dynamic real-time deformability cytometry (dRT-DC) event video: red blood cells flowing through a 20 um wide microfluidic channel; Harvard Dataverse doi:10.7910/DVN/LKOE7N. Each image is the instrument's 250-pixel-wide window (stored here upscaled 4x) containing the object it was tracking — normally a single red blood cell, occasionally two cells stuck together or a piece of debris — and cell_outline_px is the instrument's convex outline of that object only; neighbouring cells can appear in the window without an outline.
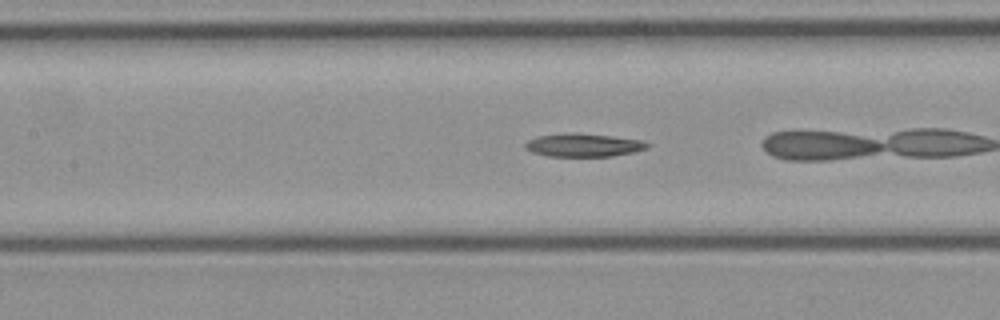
{"species": "common noctule bat (a hibernating species)", "species_latin": "Nyctalus noctula", "temperature_condition": "cold", "stored_images_in_passage": 38, "camera_frame_rate_fps": 3000, "um_per_image_px": 0.085, "animal": {"sex": "female", "body_mass_g": 21.9}, "frame": {"image": 1, "passage_image": 13, "time_ms": 4.0, "image_size_px": [1000, 320], "cell_outline_px": [[652, 144], [648, 148], [632, 152], [612, 156], [548, 156], [532, 152], [524, 148], [524, 144], [528, 140], [536, 136], [564, 132], [576, 132], [612, 136], [640, 140]], "centroid_in_image_um": [49.56, 12.32], "position_along_channel_um": 157.8, "area_um2": 16.7}}
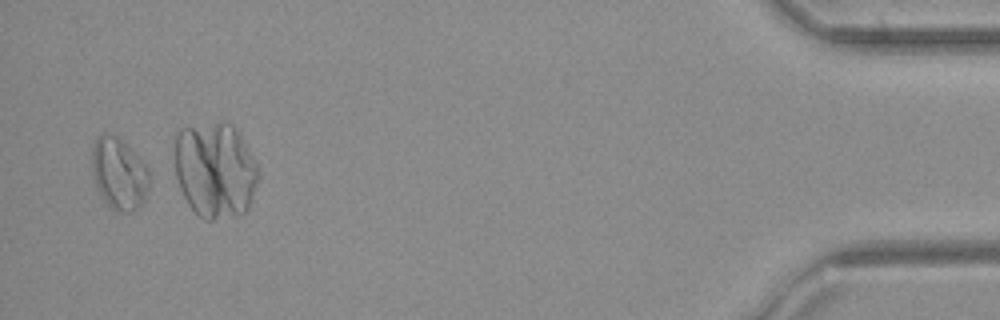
{"frame": {"image": 2, "passage_image": 37, "time_ms": 12.0, "image_size_px": [1000, 320], "cell_outline_px": [[152, 176], [148, 192], [144, 200], [132, 212], [116, 212], [104, 200], [96, 188], [92, 176], [92, 144], [96, 136], [104, 132], [108, 132], [120, 136], [148, 164]], "centroid_in_image_um": [10.15, 14.7], "position_along_channel_um": 425.1, "area_um2": 25.2}}